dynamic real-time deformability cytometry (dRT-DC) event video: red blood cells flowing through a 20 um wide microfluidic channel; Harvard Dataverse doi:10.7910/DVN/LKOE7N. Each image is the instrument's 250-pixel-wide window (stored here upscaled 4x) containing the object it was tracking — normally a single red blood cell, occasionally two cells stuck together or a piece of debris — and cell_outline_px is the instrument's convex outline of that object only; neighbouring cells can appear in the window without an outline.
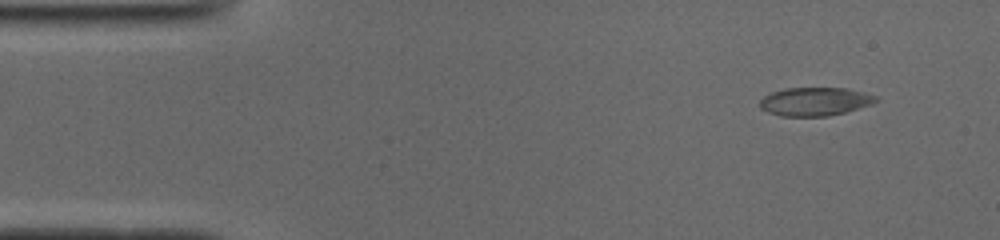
{"species": "common noctule bat (a hibernating species)", "species_latin": "Nyctalus noctula", "temperature_condition": "cold", "stored_images_in_passage": 47, "camera_frame_rate_fps": 3000, "um_per_image_px": 0.085, "animal": {"sex": "male", "body_mass_g": 19.0, "forearm_length_mm": 50.8}, "frame": {"image": 1, "passage_image": 1, "time_ms": 0.0, "image_size_px": [1000, 240], "cell_outline_px": [[880, 100], [872, 104], [844, 112], [828, 116], [780, 116], [768, 112], [760, 108], [760, 100], [764, 96], [772, 92], [784, 88], [844, 88], [876, 96]], "centroid_in_image_um": [69.24, 8.63], "position_along_channel_um": 15.8, "area_um2": 19.07}}
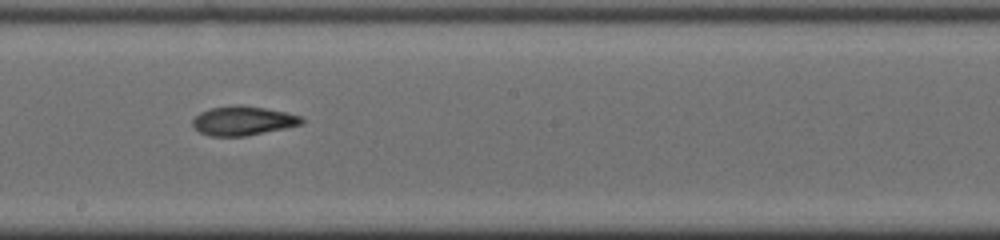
{"frame": {"image": 2, "passage_image": 24, "time_ms": 7.667, "image_size_px": [1000, 240], "cell_outline_px": [[304, 120], [300, 124], [284, 128], [244, 136], [208, 136], [200, 132], [192, 124], [192, 120], [200, 112], [212, 108], [240, 104], [288, 112], [300, 116]], "centroid_in_image_um": [20.63, 10.26], "position_along_channel_um": 227.6, "area_um2": 18.32}}
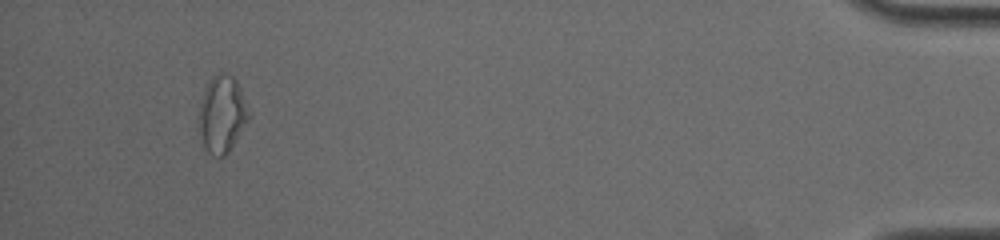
{"frame": {"image": 3, "passage_image": 44, "time_ms": 14.333, "image_size_px": [1000, 240], "cell_outline_px": [[252, 116], [228, 152], [224, 156], [212, 156], [204, 148], [200, 132], [200, 104], [208, 84], [220, 72], [224, 72], [232, 76], [236, 80], [252, 112]], "centroid_in_image_um": [18.94, 9.74], "position_along_channel_um": 416.3, "area_um2": 22.14}, "authors_computed_cell_mechanics": {"area_um2": 18.9584, "velocity_mm_per_s": 3.9276, "shape_relaxation_time_tau1_ms": null, "shape_relaxation_time_tau2_ms": 6.9623, "deformation_change_tau1": null, "deformation_change_tau2": 0.1661}}